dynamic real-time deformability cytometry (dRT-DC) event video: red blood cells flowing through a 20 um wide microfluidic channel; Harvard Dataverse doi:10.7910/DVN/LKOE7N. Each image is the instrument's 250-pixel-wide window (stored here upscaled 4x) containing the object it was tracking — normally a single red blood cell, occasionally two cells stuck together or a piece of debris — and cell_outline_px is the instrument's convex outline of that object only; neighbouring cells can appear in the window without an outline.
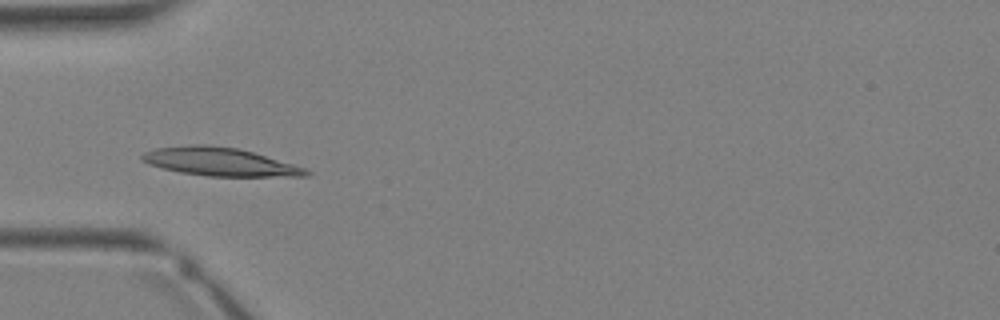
{"species": "Egyptian fruit bat (a non-hibernating species)", "species_latin": "Rousettus aegyptiacus", "temperature_condition": "warm", "stored_images_in_passage": 16, "camera_frame_rate_fps": 3000, "um_per_image_px": 0.085, "animal": {"sex": "female"}, "frame": {"image": 1, "passage_image": 10, "time_ms": 3.0, "image_size_px": [1000, 320], "cell_outline_px": [[312, 172], [308, 176], [208, 176], [180, 172], [148, 164], [140, 160], [140, 156], [144, 152], [156, 148], [192, 144], [208, 144], [240, 148], [292, 164], [304, 168]], "centroid_in_image_um": [18.65, 13.74], "position_along_channel_um": 66.4, "area_um2": 26.93}}
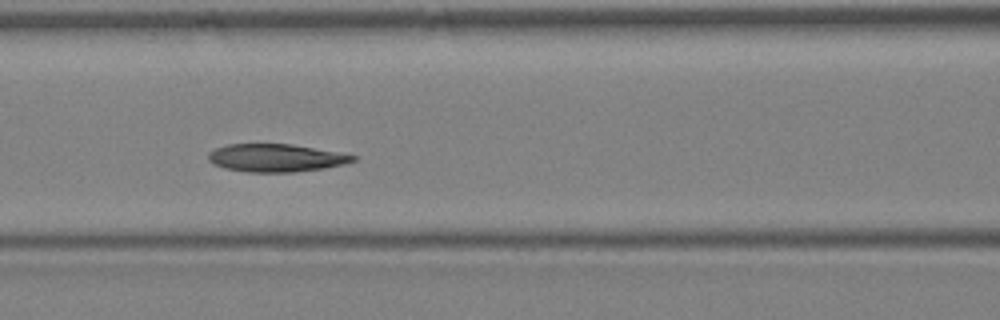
{"frame": {"image": 2, "passage_image": 14, "time_ms": 4.333, "image_size_px": [1000, 320], "cell_outline_px": [[356, 160], [344, 164], [324, 168], [292, 172], [248, 172], [224, 168], [212, 164], [208, 160], [208, 152], [216, 148], [228, 144], [292, 144], [336, 152], [356, 156]], "centroid_in_image_um": [23.4, 13.42], "position_along_channel_um": 143.2, "area_um2": 23.35}}
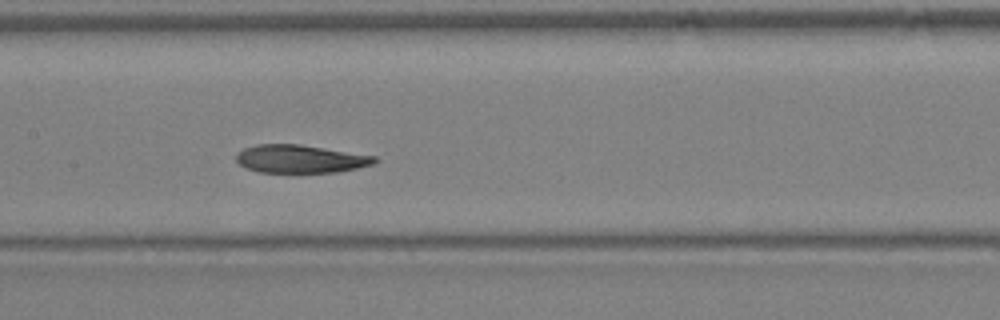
{"frame": {"image": 3, "passage_image": 16, "time_ms": 5.0, "image_size_px": [1000, 320], "cell_outline_px": [[380, 160], [372, 164], [356, 168], [336, 172], [260, 172], [248, 168], [240, 164], [236, 160], [236, 152], [244, 148], [256, 144], [300, 144], [376, 156]], "centroid_in_image_um": [25.53, 13.49], "position_along_channel_um": 181.9, "area_um2": 22.54}}